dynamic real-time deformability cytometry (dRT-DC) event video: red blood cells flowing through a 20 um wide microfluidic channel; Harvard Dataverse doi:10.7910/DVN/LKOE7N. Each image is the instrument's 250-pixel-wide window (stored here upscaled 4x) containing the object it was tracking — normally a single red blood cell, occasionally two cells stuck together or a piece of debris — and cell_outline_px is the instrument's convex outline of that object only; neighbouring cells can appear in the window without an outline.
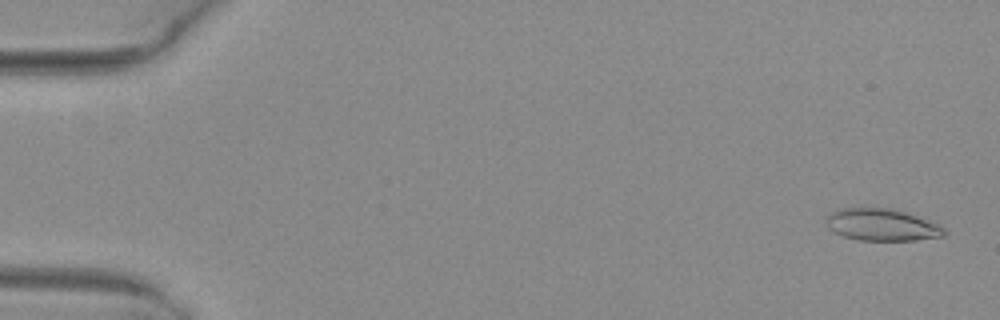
{"species": "common noctule bat (a hibernating species)", "species_latin": "Nyctalus noctula", "temperature_condition": "warm", "stored_images_in_passage": 11, "camera_frame_rate_fps": 3000, "um_per_image_px": 0.085, "animal": {"sex": "female", "body_mass_g": 29.2, "forearm_length_mm": 56.3}, "frame": {"image": 1, "passage_image": 2, "time_ms": 0.333, "image_size_px": [1000, 320], "cell_outline_px": [[948, 232], [944, 236], [916, 240], [860, 240], [844, 236], [828, 228], [828, 216], [832, 212], [840, 208], [892, 208], [916, 216], [936, 224], [944, 228]], "centroid_in_image_um": [74.98, 19.11], "position_along_channel_um": 10.0, "area_um2": 21.62}}